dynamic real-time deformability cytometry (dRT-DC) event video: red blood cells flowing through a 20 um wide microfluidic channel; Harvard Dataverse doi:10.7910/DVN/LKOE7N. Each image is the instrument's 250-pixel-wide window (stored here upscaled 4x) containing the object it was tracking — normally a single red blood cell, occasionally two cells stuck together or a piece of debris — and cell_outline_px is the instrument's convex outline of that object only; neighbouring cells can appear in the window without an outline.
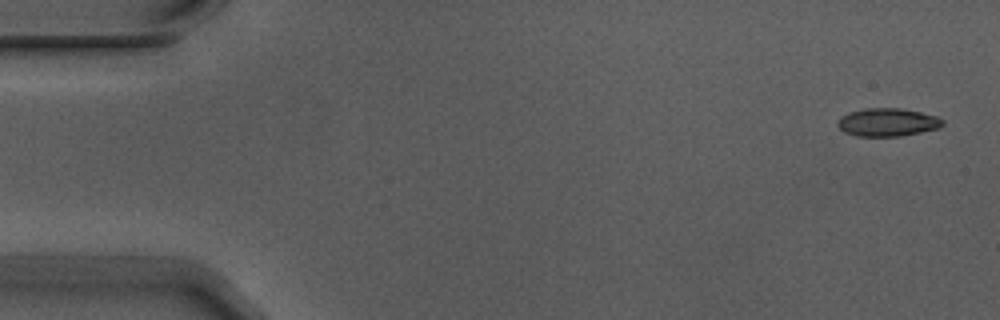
{"species": "Egyptian fruit bat (a non-hibernating species)", "species_latin": "Rousettus aegyptiacus", "temperature_condition": "warm", "stored_images_in_passage": 5, "camera_frame_rate_fps": 3000, "um_per_image_px": 0.085, "animal": {"sex": "male"}, "frame": {"image": 1, "passage_image": 1, "time_ms": 0.0, "image_size_px": [1000, 320], "cell_outline_px": [[944, 124], [940, 128], [900, 136], [856, 136], [844, 132], [836, 124], [840, 116], [848, 112], [864, 108], [900, 108], [920, 112], [936, 116], [944, 120]], "centroid_in_image_um": [75.42, 10.39], "position_along_channel_um": 9.6, "area_um2": 17.28}}
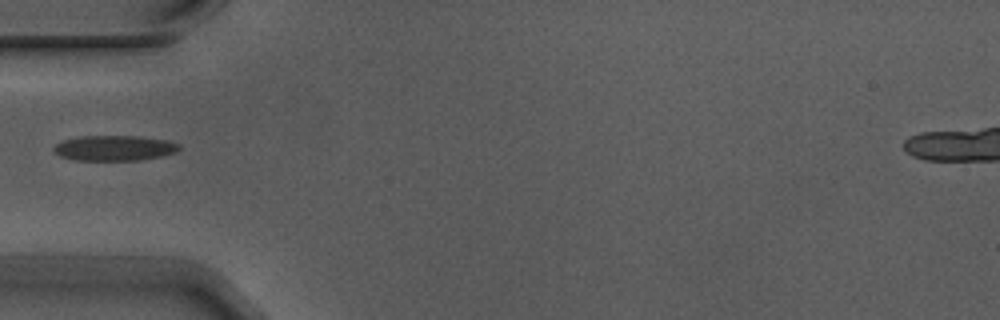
{"frame": {"image": 2, "passage_image": 5, "time_ms": 1.333, "image_size_px": [1000, 320], "cell_outline_px": [[180, 148], [176, 152], [164, 156], [140, 160], [72, 160], [60, 156], [52, 152], [52, 148], [56, 144], [64, 140], [80, 136], [136, 136], [168, 140], [180, 144]], "centroid_in_image_um": [9.72, 12.59], "position_along_channel_um": 75.3, "area_um2": 18.67}}